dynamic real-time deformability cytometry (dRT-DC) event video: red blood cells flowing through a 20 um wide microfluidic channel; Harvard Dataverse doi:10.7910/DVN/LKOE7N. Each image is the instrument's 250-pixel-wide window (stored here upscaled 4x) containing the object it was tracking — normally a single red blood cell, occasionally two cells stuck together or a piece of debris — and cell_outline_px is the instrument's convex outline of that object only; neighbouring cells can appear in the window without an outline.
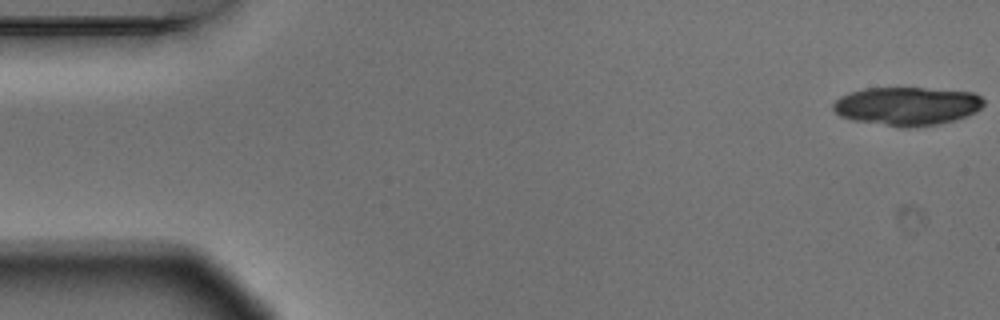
{"species": "Egyptian fruit bat (a non-hibernating species)", "species_latin": "Rousettus aegyptiacus", "temperature_condition": "warm", "stored_images_in_passage": 5, "camera_frame_rate_fps": 3000, "um_per_image_px": 0.085, "animal": {"sex": "male"}, "frame": {"image": 1, "passage_image": 1, "time_ms": 0.0, "image_size_px": [1000, 320], "cell_outline_px": [[984, 104], [976, 112], [956, 120], [940, 124], [908, 128], [900, 128], [852, 120], [840, 116], [832, 108], [832, 104], [840, 96], [848, 92], [864, 88], [924, 88], [976, 92], [984, 100]], "centroid_in_image_um": [77.1, 9.02], "position_along_channel_um": 7.9, "area_um2": 34.22}}
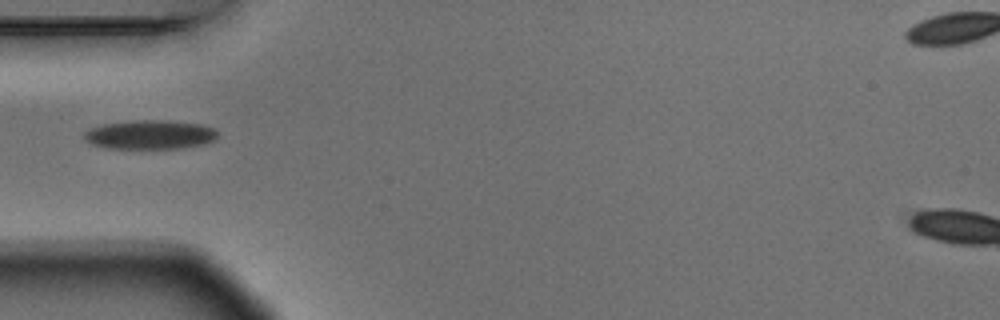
{"frame": {"image": 2, "passage_image": 5, "time_ms": 1.333, "image_size_px": [1000, 320], "cell_outline_px": [[216, 136], [212, 140], [204, 144], [184, 148], [104, 148], [92, 144], [84, 140], [84, 132], [92, 128], [104, 124], [132, 120], [168, 120], [200, 124], [216, 128]], "centroid_in_image_um": [12.74, 11.44], "position_along_channel_um": 72.3, "area_um2": 22.6}}